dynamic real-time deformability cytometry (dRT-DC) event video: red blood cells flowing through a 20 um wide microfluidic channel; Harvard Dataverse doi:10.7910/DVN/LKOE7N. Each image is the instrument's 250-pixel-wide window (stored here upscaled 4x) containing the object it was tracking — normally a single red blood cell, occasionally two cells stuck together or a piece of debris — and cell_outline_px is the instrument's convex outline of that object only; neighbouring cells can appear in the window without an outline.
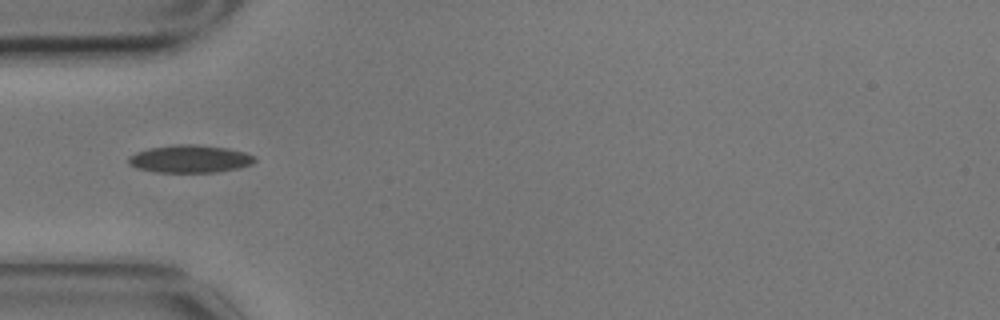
{"species": "common noctule bat (a hibernating species)", "species_latin": "Nyctalus noctula", "temperature_condition": "cold", "stored_images_in_passage": 2, "camera_frame_rate_fps": 3000, "um_per_image_px": 0.085, "animal": {"sex": "male", "body_mass_g": 17.9}, "frame": {"image": 1, "passage_image": 2, "time_ms": 0.333, "image_size_px": [1000, 320], "cell_outline_px": [[256, 160], [252, 164], [236, 168], [216, 172], [156, 172], [136, 168], [128, 164], [128, 156], [136, 152], [148, 148], [176, 144], [196, 144], [228, 148], [244, 152], [256, 156]], "centroid_in_image_um": [16.12, 13.5], "position_along_channel_um": 68.9, "area_um2": 20.46}}